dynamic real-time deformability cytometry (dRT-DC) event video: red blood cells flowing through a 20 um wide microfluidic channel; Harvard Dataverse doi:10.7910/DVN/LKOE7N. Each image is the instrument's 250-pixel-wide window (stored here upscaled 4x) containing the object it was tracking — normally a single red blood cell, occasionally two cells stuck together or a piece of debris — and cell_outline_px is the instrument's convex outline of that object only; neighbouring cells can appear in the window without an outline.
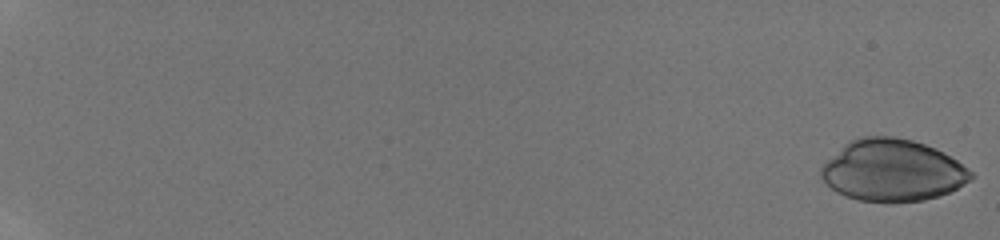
{"species": "human", "species_latin": "Homo sapiens", "temperature_condition": "room temperature", "stored_images_in_passage": 16, "camera_frame_rate_fps": 3000, "um_per_image_px": 0.085, "donor": {"sex": "male"}, "frame": {"image": 1, "passage_image": 1, "time_ms": 0.0, "image_size_px": [1000, 240], "cell_outline_px": [[976, 176], [956, 188], [940, 196], [924, 200], [892, 204], [888, 204], [856, 200], [844, 196], [836, 192], [820, 176], [820, 168], [848, 140], [864, 136], [892, 136], [912, 140], [936, 148], [944, 152], [968, 168]], "centroid_in_image_um": [75.86, 14.51], "position_along_channel_um": 9.1, "area_um2": 54.45}}
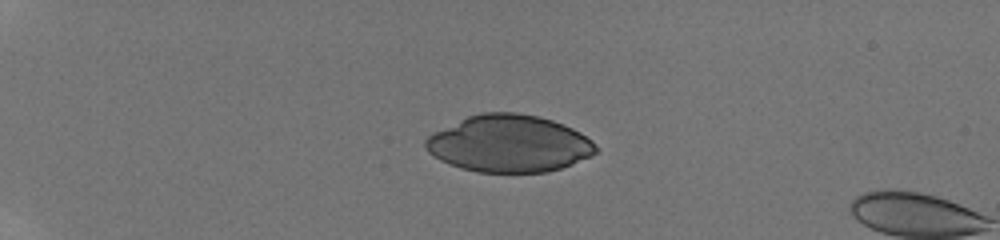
{"frame": {"image": 2, "passage_image": 12, "time_ms": 5.0, "image_size_px": [1000, 240], "cell_outline_px": [[600, 152], [592, 156], [572, 164], [548, 172], [476, 172], [460, 168], [448, 164], [440, 160], [428, 152], [424, 144], [424, 140], [432, 132], [468, 116], [484, 112], [516, 112], [540, 116], [552, 120], [572, 128], [580, 132], [592, 140], [600, 148]], "centroid_in_image_um": [43.29, 12.21], "position_along_channel_um": 41.7, "area_um2": 57.11}}